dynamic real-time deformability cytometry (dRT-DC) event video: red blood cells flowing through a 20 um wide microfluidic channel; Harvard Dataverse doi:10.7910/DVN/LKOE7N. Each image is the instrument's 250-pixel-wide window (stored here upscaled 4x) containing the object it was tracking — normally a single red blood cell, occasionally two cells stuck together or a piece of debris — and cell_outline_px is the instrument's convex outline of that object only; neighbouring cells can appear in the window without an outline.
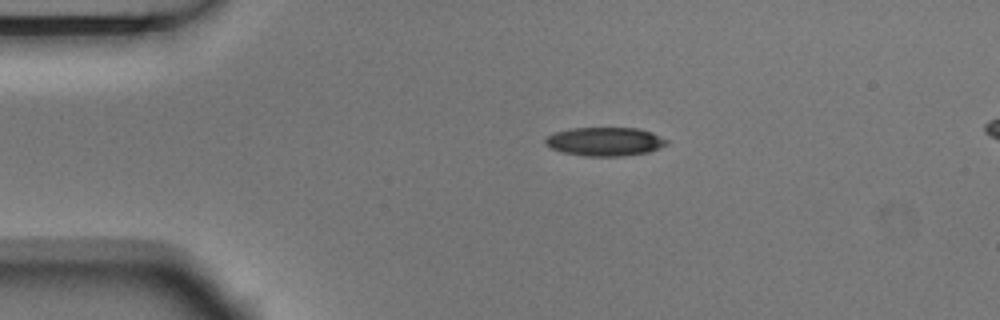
{"species": "Egyptian fruit bat (a non-hibernating species)", "species_latin": "Rousettus aegyptiacus", "temperature_condition": "room temperature", "stored_images_in_passage": 3, "segment_of_instrument_passage": [1, 2], "camera_frame_rate_fps": 3000, "um_per_image_px": 0.085, "animal": {"sex": "male"}, "frame": {"image": 1, "passage_image": 1, "time_ms": 0.0, "image_size_px": [1000, 320], "cell_outline_px": [[668, 144], [648, 152], [624, 156], [584, 156], [564, 152], [552, 148], [544, 144], [544, 140], [552, 132], [568, 128], [640, 128], [652, 132], [668, 140]], "centroid_in_image_um": [51.41, 12.02], "position_along_channel_um": 33.6, "area_um2": 20.4}}